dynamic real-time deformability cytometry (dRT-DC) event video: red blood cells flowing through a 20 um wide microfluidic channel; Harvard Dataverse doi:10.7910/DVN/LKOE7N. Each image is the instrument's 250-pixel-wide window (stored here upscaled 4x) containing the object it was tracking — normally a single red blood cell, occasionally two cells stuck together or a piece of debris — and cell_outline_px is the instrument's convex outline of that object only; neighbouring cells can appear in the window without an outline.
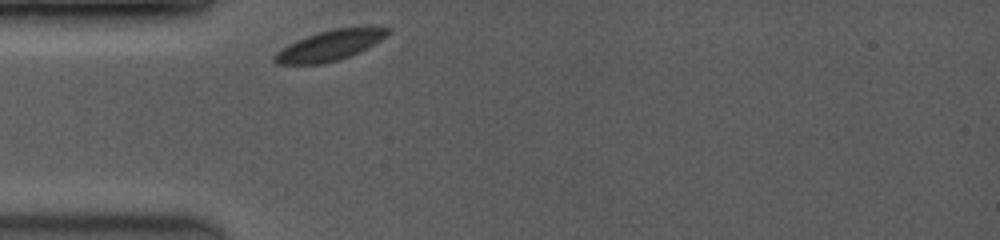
{"species": "common noctule bat (a hibernating species)", "species_latin": "Nyctalus noctula", "temperature_condition": "room temperature", "stored_images_in_passage": 33, "camera_frame_rate_fps": 3500, "um_per_image_px": 0.085, "animal": {"sex": "female", "body_mass_g": 19.0, "forearm_length_mm": 53.3}, "frame": {"image": 1, "passage_image": 1, "time_ms": 0.0, "image_size_px": [1000, 240], "cell_outline_px": [[392, 32], [380, 40], [348, 56], [324, 64], [276, 64], [272, 60], [272, 56], [276, 52], [288, 44], [308, 36], [332, 28], [392, 28]], "centroid_in_image_um": [27.96, 3.88], "position_along_channel_um": 57.0, "area_um2": 19.42}}
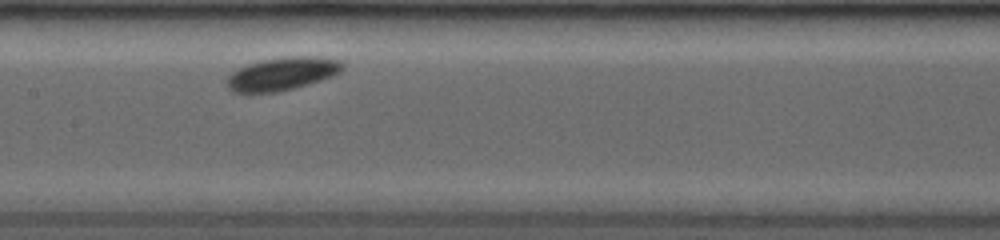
{"frame": {"image": 2, "passage_image": 13, "time_ms": 3.429, "image_size_px": [1000, 240], "cell_outline_px": [[344, 68], [340, 72], [332, 76], [308, 84], [276, 92], [232, 92], [228, 88], [228, 76], [232, 72], [248, 64], [264, 60], [284, 56], [304, 56], [336, 60], [344, 64]], "centroid_in_image_um": [23.98, 6.27], "position_along_channel_um": 183.4, "area_um2": 21.73}}
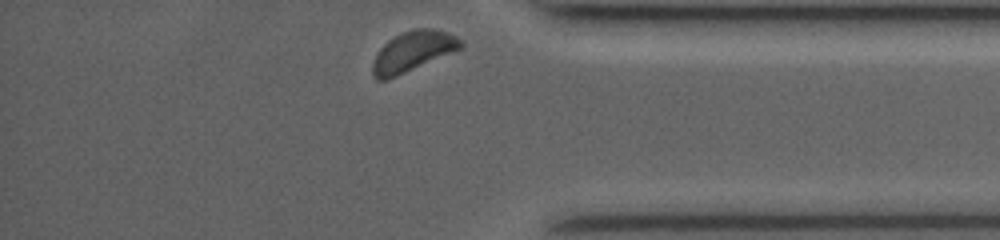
{"frame": {"image": 3, "passage_image": 33, "time_ms": 9.143, "image_size_px": [1000, 240], "cell_outline_px": [[464, 44], [460, 48], [388, 80], [376, 80], [372, 76], [372, 64], [380, 48], [392, 36], [412, 28], [436, 28], [448, 32], [456, 36]], "centroid_in_image_um": [35.05, 4.35], "position_along_channel_um": 400.2, "area_um2": 20.58}}